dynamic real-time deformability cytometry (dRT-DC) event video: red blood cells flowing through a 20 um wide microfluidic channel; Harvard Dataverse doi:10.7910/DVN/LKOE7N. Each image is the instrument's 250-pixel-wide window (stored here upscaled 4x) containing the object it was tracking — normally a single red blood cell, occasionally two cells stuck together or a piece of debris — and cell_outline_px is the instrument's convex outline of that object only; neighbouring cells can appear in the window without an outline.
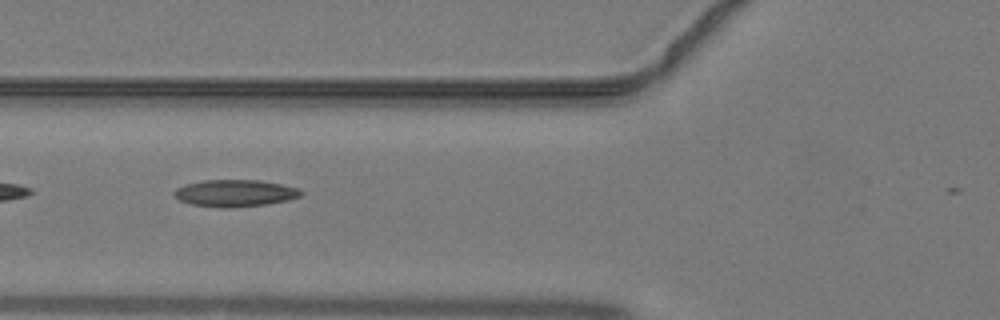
{"species": "common noctule bat (a hibernating species)", "species_latin": "Nyctalus noctula", "temperature_condition": "warm", "stored_images_in_passage": 21, "camera_frame_rate_fps": 3000, "um_per_image_px": 0.085, "animal": {"sex": "male", "body_mass_g": 19.2, "forearm_length_mm": 51.8}, "frame": {"image": 1, "passage_image": 4, "time_ms": 1.0, "image_size_px": [1000, 320], "cell_outline_px": [[304, 192], [300, 196], [288, 200], [268, 204], [220, 208], [192, 204], [180, 200], [172, 192], [176, 188], [184, 184], [204, 180], [260, 180], [300, 188]], "centroid_in_image_um": [19.99, 16.41], "position_along_channel_um": 105.8, "area_um2": 19.88}}
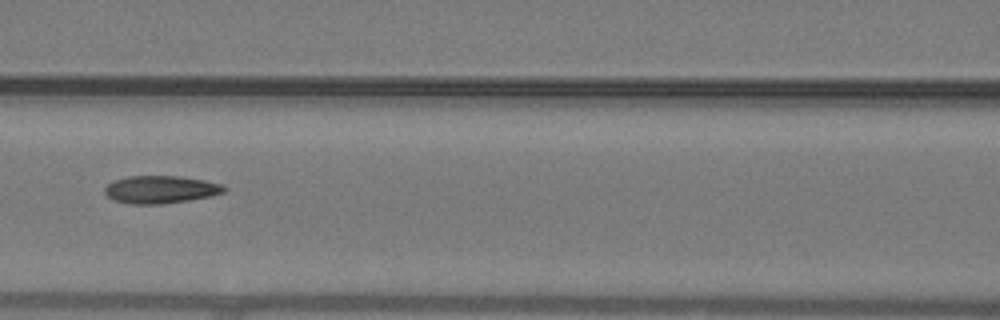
{"frame": {"image": 2, "passage_image": 7, "time_ms": 2.0, "image_size_px": [1000, 320], "cell_outline_px": [[224, 192], [212, 196], [188, 200], [160, 204], [128, 204], [112, 200], [104, 192], [104, 188], [108, 184], [116, 180], [128, 176], [180, 176], [204, 180], [224, 184]], "centroid_in_image_um": [13.64, 16.11], "position_along_channel_um": 153.0, "area_um2": 19.25}}
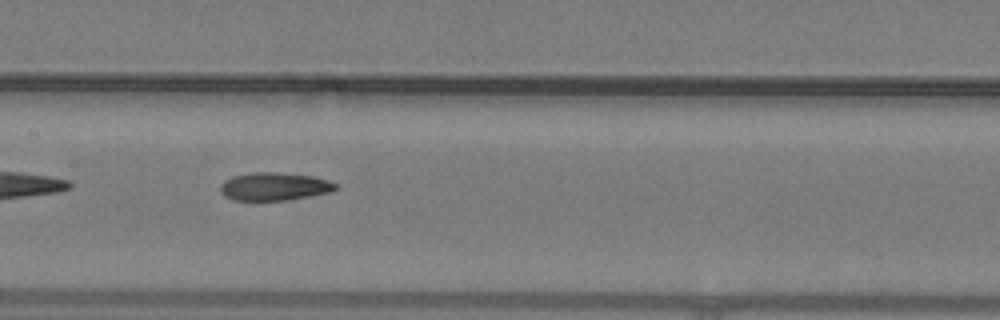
{"frame": {"image": 3, "passage_image": 9, "time_ms": 2.667, "image_size_px": [1000, 320], "cell_outline_px": [[340, 188], [332, 192], [284, 200], [232, 200], [224, 196], [220, 192], [220, 184], [224, 180], [232, 176], [256, 172], [280, 172], [312, 176], [328, 180], [340, 184]], "centroid_in_image_um": [23.34, 15.84], "position_along_channel_um": 184.1, "area_um2": 19.02}}